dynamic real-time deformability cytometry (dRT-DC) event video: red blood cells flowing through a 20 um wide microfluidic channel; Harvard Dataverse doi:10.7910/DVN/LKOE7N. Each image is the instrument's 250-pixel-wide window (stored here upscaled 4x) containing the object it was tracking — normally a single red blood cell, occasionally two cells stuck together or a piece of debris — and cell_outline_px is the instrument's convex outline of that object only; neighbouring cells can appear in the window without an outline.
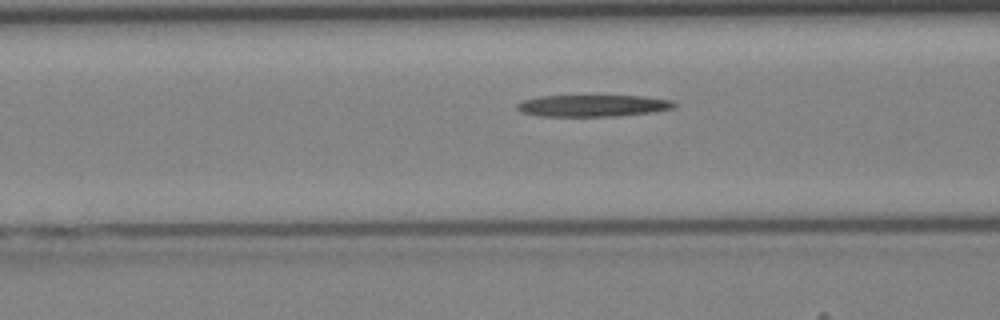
{"species": "Egyptian fruit bat (a non-hibernating species)", "species_latin": "Rousettus aegyptiacus", "temperature_condition": "cold", "stored_images_in_passage": 38, "camera_frame_rate_fps": 3000, "um_per_image_px": 0.085, "animal": {"sex": "female"}, "frame": {"image": 1, "passage_image": 12, "time_ms": 3.667, "image_size_px": [1000, 320], "cell_outline_px": [[676, 108], [656, 112], [616, 116], [540, 116], [520, 112], [516, 108], [516, 104], [524, 100], [540, 96], [644, 96], [672, 100], [676, 104]], "centroid_in_image_um": [50.43, 8.99], "position_along_channel_um": 116.2, "area_um2": 20.06}}
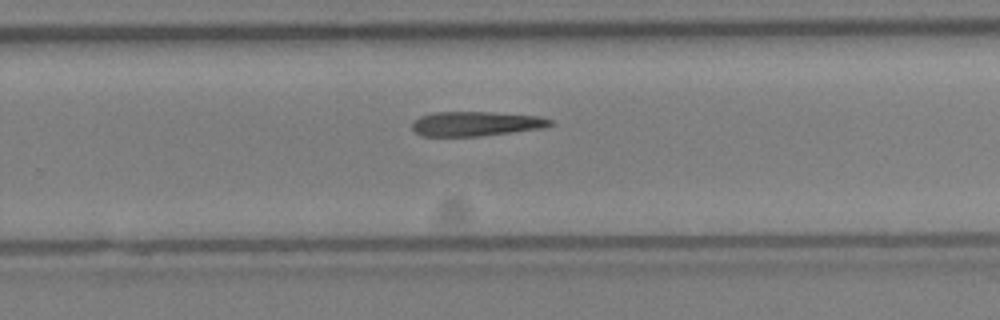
{"frame": {"image": 2, "passage_image": 23, "time_ms": 7.333, "image_size_px": [1000, 320], "cell_outline_px": [[552, 124], [544, 128], [480, 136], [424, 136], [416, 132], [412, 128], [412, 124], [420, 116], [436, 112], [492, 112], [540, 116], [552, 120]], "centroid_in_image_um": [40.48, 10.51], "position_along_channel_um": 289.3, "area_um2": 19.65}}
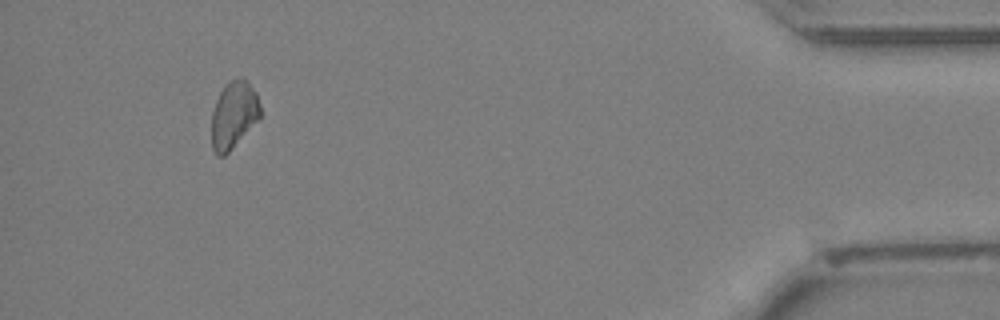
{"frame": {"image": 3, "passage_image": 35, "time_ms": 11.333, "image_size_px": [1000, 320], "cell_outline_px": [[260, 116], [232, 148], [224, 156], [216, 156], [212, 148], [212, 112], [216, 100], [224, 84], [228, 80], [244, 76], [256, 92], [260, 104]], "centroid_in_image_um": [19.85, 9.72], "position_along_channel_um": 415.4, "area_um2": 19.02}}